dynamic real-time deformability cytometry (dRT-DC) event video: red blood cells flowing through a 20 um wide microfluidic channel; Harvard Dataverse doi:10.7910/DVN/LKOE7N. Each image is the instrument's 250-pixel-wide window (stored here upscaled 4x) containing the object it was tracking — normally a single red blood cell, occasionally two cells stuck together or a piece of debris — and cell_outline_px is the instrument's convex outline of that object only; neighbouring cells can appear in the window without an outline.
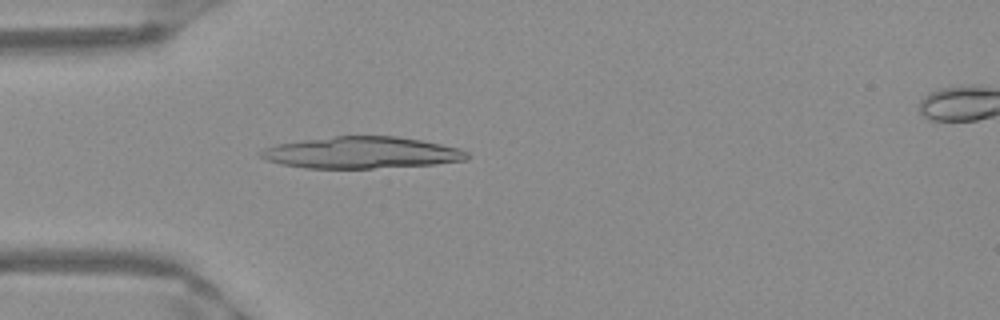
{"species": "Egyptian fruit bat (a non-hibernating species)", "species_latin": "Rousettus aegyptiacus", "temperature_condition": "warm", "stored_images_in_passage": 50, "camera_frame_rate_fps": 3000, "um_per_image_px": 0.085, "frame": {"image": 1, "passage_image": 14, "time_ms": 4.333, "image_size_px": [1000, 320], "cell_outline_px": [[472, 156], [468, 160], [432, 164], [372, 168], [304, 168], [284, 164], [268, 160], [256, 156], [256, 152], [264, 148], [276, 144], [304, 140], [336, 136], [396, 136], [420, 140], [460, 148], [468, 152]], "centroid_in_image_um": [30.73, 12.97], "position_along_channel_um": 54.3, "area_um2": 38.03}}